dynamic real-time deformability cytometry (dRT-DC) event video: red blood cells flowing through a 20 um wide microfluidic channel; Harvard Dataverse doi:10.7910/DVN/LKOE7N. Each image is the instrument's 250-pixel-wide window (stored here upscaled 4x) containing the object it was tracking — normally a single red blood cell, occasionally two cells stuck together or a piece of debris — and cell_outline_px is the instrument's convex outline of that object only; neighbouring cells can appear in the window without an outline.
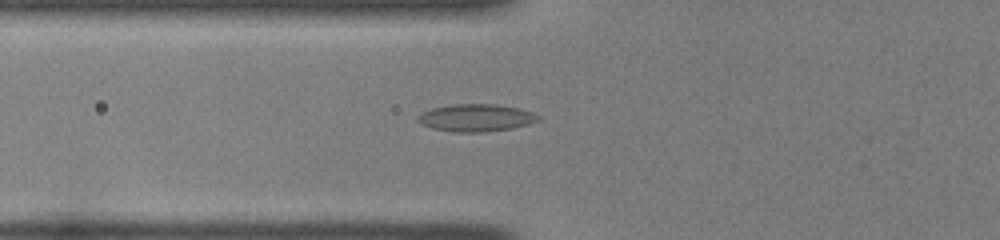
{"species": "common noctule bat (a hibernating species)", "species_latin": "Nyctalus noctula", "temperature_condition": "room temperature", "stored_images_in_passage": 36, "camera_frame_rate_fps": 3000, "um_per_image_px": 0.085, "animal": {"sex": "female", "body_mass_g": 22.0, "forearm_length_mm": 56.7}, "frame": {"image": 1, "passage_image": 5, "time_ms": 1.333, "image_size_px": [1000, 240], "cell_outline_px": [[540, 120], [528, 124], [512, 128], [484, 132], [452, 132], [432, 128], [420, 124], [416, 120], [416, 116], [420, 112], [432, 108], [448, 104], [496, 104], [520, 108], [532, 112], [540, 116]], "centroid_in_image_um": [40.42, 10.0], "position_along_channel_um": 85.4, "area_um2": 19.54}}
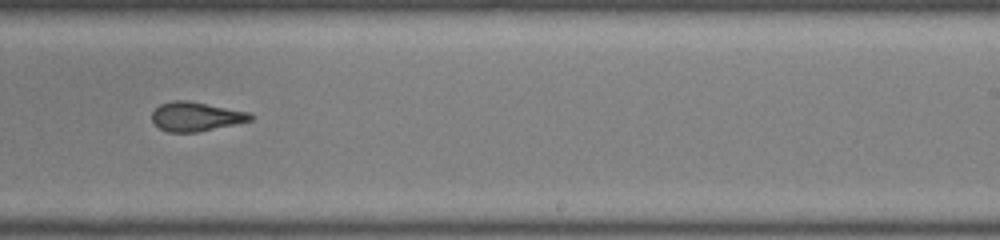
{"frame": {"image": 2, "passage_image": 19, "time_ms": 6.0, "image_size_px": [1000, 240], "cell_outline_px": [[252, 120], [196, 132], [168, 132], [160, 128], [152, 120], [152, 112], [160, 104], [172, 100], [188, 100], [248, 112], [252, 116]], "centroid_in_image_um": [16.61, 9.89], "position_along_channel_um": 272.4, "area_um2": 16.47}}
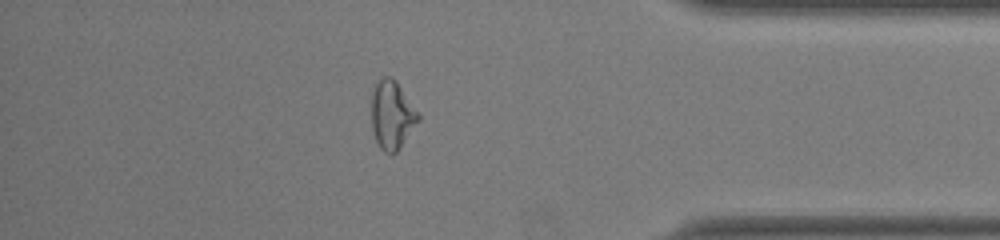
{"frame": {"image": 3, "passage_image": 30, "time_ms": 9.667, "image_size_px": [1000, 240], "cell_outline_px": [[420, 120], [400, 148], [392, 156], [384, 152], [380, 148], [372, 132], [372, 92], [376, 84], [384, 76], [392, 76], [396, 80], [420, 112]], "centroid_in_image_um": [33.35, 9.79], "position_along_channel_um": 401.9, "area_um2": 19.02}, "authors_computed_cell_mechanics": {"area_um2": 17.6868, "velocity_mm_per_s": 4.0027, "shape_relaxation_time_tau1_ms": null, "shape_relaxation_time_tau2_ms": 2.1917, "deformation_change_tau1": null, "deformation_change_tau2": 0.11}}